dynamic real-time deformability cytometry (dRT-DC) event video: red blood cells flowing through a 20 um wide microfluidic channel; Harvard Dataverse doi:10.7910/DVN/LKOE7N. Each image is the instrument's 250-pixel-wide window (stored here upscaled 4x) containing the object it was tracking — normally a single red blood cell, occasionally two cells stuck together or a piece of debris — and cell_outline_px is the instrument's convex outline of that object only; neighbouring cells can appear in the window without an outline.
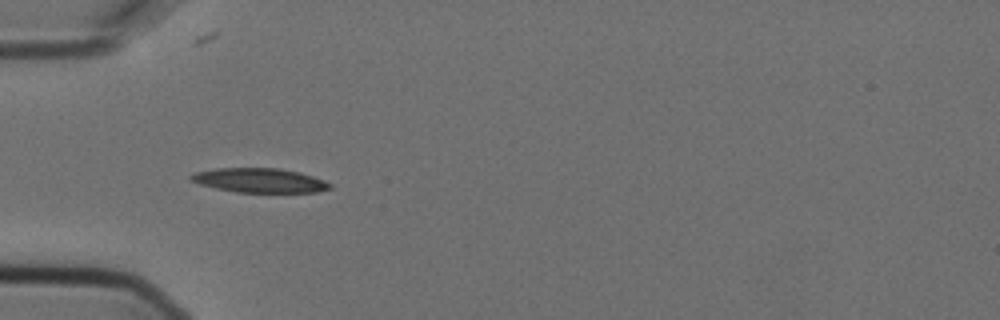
{"species": "Egyptian fruit bat (a non-hibernating species)", "species_latin": "Rousettus aegyptiacus", "temperature_condition": "cold", "stored_images_in_passage": 1, "camera_frame_rate_fps": 3000, "um_per_image_px": 0.085, "animal": {"sex": "female"}, "frame": {"image": 1, "passage_image": 1, "time_ms": 0.0, "image_size_px": [1000, 320], "cell_outline_px": [[332, 188], [316, 192], [236, 192], [216, 188], [200, 184], [192, 180], [188, 176], [192, 172], [216, 168], [276, 168], [300, 172], [324, 180], [332, 184]], "centroid_in_image_um": [22.05, 15.33], "position_along_channel_um": 62.9, "area_um2": 19.71}}